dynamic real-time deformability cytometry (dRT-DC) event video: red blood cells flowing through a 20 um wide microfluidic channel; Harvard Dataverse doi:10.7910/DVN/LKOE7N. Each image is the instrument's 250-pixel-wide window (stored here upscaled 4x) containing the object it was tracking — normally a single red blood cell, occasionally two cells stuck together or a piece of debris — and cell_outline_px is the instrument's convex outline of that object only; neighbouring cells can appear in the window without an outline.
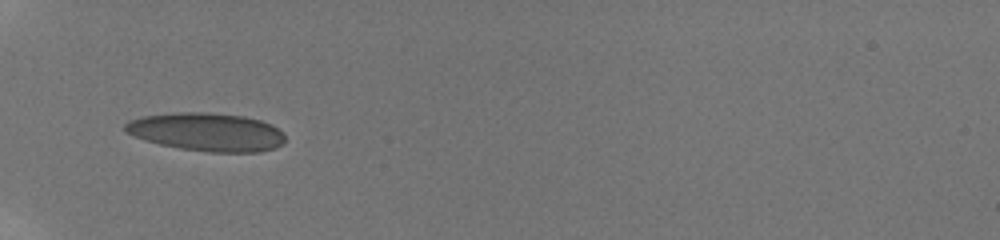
{"species": "human", "species_latin": "Homo sapiens", "temperature_condition": "room temperature", "stored_images_in_passage": 13, "camera_frame_rate_fps": 3000, "um_per_image_px": 0.085, "donor": {"sex": "male"}, "frame": {"image": 1, "passage_image": 1, "time_ms": 0.0, "image_size_px": [1000, 240], "cell_outline_px": [[284, 144], [276, 148], [260, 152], [208, 152], [180, 148], [160, 144], [144, 140], [124, 132], [124, 124], [128, 120], [144, 116], [176, 112], [208, 112], [244, 116], [260, 120], [272, 124], [284, 132]], "centroid_in_image_um": [17.59, 11.22], "position_along_channel_um": 67.4, "area_um2": 36.01}}
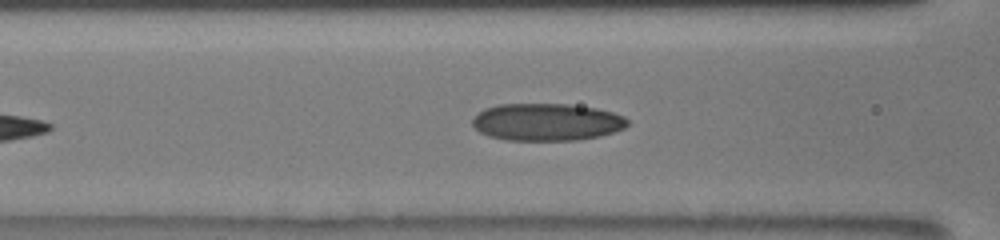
{"frame": {"image": 2, "passage_image": 6, "time_ms": 1.667, "image_size_px": [1000, 240], "cell_outline_px": [[628, 124], [624, 128], [616, 132], [600, 136], [576, 140], [504, 140], [488, 136], [480, 132], [472, 124], [472, 120], [484, 108], [500, 104], [568, 104], [596, 108], [612, 112], [624, 116], [628, 120]], "centroid_in_image_um": [46.49, 10.38], "position_along_channel_um": 120.1, "area_um2": 33.81}}